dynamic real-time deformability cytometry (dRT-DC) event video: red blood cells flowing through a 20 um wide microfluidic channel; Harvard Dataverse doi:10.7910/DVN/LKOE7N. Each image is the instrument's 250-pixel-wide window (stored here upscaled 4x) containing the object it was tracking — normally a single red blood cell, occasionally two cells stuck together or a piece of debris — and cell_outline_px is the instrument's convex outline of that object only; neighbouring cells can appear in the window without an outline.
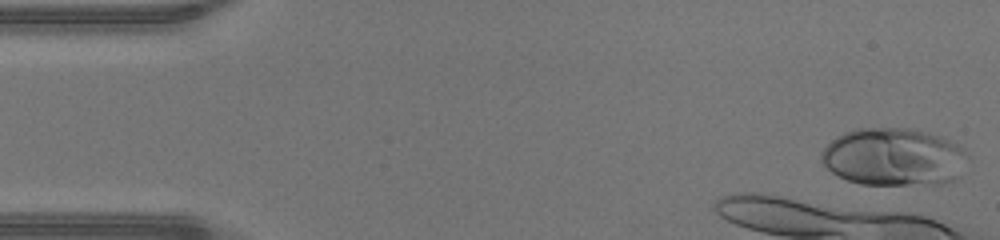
{"species": "human", "species_latin": "Homo sapiens", "temperature_condition": "warm", "stored_images_in_passage": 5, "camera_frame_rate_fps": 3000, "um_per_image_px": 0.085, "donor": {"sex": "male"}, "frame": {"image": 1, "passage_image": 1, "time_ms": 0.0, "image_size_px": [1000, 240], "cell_outline_px": [[972, 156], [960, 176], [956, 180], [944, 184], [860, 184], [848, 180], [832, 172], [820, 160], [820, 152], [836, 136], [844, 132], [856, 128], [916, 128], [948, 140], [964, 148]], "centroid_in_image_um": [76.03, 13.34], "position_along_channel_um": 9.0, "area_um2": 49.94}}